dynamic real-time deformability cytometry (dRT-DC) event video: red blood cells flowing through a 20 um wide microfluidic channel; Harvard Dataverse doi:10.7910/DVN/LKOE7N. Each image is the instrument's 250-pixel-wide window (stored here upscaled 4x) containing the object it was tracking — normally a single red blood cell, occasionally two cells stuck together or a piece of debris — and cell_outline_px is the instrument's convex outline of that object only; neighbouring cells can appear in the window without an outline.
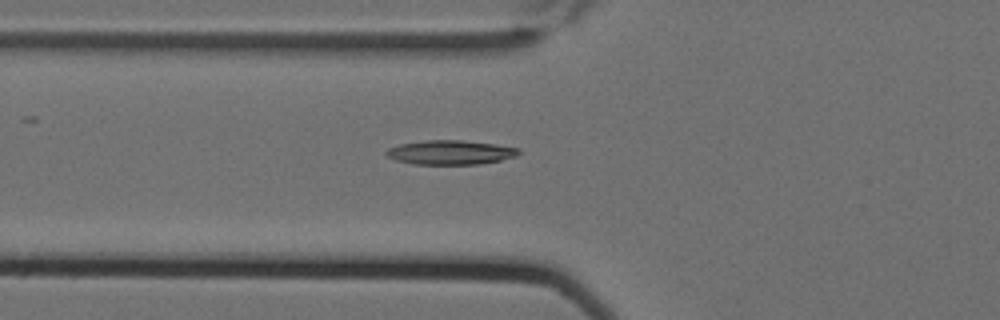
{"species": "Egyptian fruit bat (a non-hibernating species)", "species_latin": "Rousettus aegyptiacus", "temperature_condition": "cold", "stored_images_in_passage": 4, "camera_frame_rate_fps": 3000, "um_per_image_px": 0.085, "animal": {"sex": "female"}, "frame": {"image": 1, "passage_image": 4, "time_ms": 1.0, "image_size_px": [1000, 320], "cell_outline_px": [[520, 152], [516, 156], [500, 160], [476, 164], [412, 164], [396, 160], [388, 156], [384, 152], [388, 148], [400, 144], [424, 140], [464, 140], [496, 144], [520, 148]], "centroid_in_image_um": [38.28, 12.94], "position_along_channel_um": 87.5, "area_um2": 18.73}}